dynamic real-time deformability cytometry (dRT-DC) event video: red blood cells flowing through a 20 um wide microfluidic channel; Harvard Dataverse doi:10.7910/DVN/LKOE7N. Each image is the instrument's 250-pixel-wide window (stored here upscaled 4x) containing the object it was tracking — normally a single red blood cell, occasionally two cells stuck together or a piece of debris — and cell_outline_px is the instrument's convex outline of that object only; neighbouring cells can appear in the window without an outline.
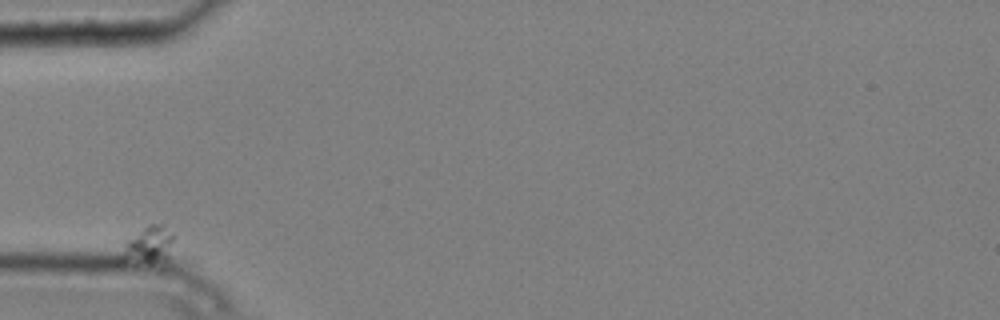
{"species": "common noctule bat (a hibernating species)", "species_latin": "Nyctalus noctula", "temperature_condition": "cold", "stored_images_in_passage": 12, "segment_of_instrument_passage": [2, 2], "camera_frame_rate_fps": 3000, "um_per_image_px": 0.085, "animal": {"sex": "male", "body_mass_g": 20.4}, "frame": {"image": 1, "passage_image": 5, "time_ms": 1.333, "image_size_px": [1000, 320], "cell_outline_px": [[176, 236], [168, 256], [164, 260], [116, 260], [124, 240], [148, 224], [164, 224]], "centroid_in_image_um": [12.58, 20.74], "position_along_channel_um": 72.4, "area_um2": 11.33}}
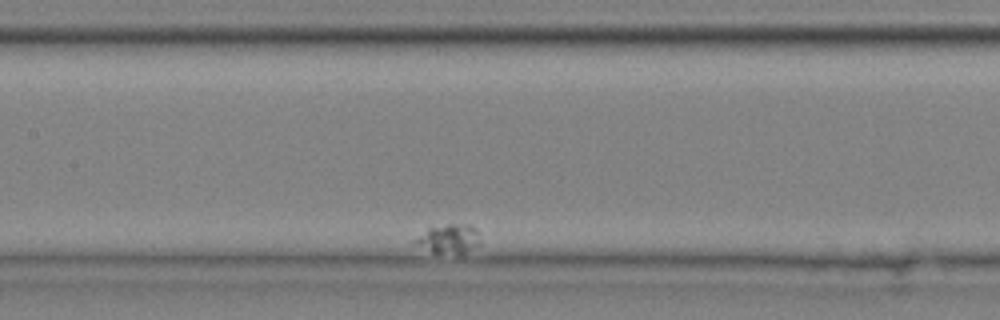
{"frame": {"image": 2, "passage_image": 10, "time_ms": 3.0, "image_size_px": [1000, 320], "cell_outline_px": [[480, 244], [464, 252], [432, 252], [412, 244], [412, 240], [428, 228], [448, 224], [468, 224], [476, 228], [480, 240]], "centroid_in_image_um": [38.11, 20.27], "position_along_channel_um": 169.3, "area_um2": 10.87}}
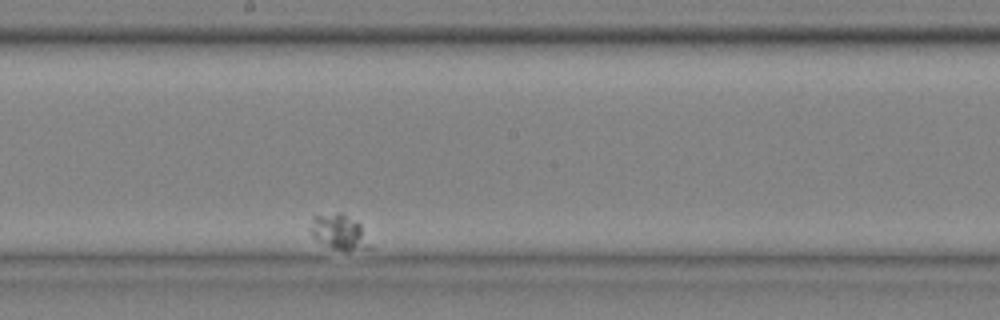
{"frame": {"image": 3, "passage_image": 12, "time_ms": 3.667, "image_size_px": [1000, 320], "cell_outline_px": [[372, 248], [332, 248], [316, 240], [312, 236], [308, 228], [312, 216], [340, 212], [360, 224]], "centroid_in_image_um": [28.75, 19.68], "position_along_channel_um": 219.5, "area_um2": 11.79}}